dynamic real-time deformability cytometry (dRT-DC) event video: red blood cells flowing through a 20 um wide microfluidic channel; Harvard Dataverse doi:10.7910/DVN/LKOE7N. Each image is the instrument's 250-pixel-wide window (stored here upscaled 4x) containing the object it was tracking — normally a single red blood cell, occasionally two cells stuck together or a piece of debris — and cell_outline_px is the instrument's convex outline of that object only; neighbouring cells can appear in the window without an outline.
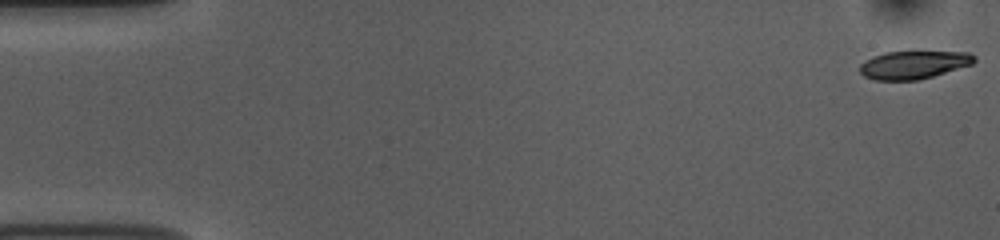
{"species": "common noctule bat (a hibernating species)", "species_latin": "Nyctalus noctula", "temperature_condition": "room temperature", "stored_images_in_passage": 53, "camera_frame_rate_fps": 3000, "um_per_image_px": 0.085, "animal": {"sex": "female", "body_mass_g": 10.0, "forearm_length_mm": 53.1}, "frame": {"image": 1, "passage_image": 1, "time_ms": 0.0, "image_size_px": [1000, 240], "cell_outline_px": [[976, 60], [972, 64], [932, 76], [916, 80], [872, 80], [864, 76], [860, 72], [860, 64], [864, 60], [884, 52], [916, 48], [968, 52], [976, 56]], "centroid_in_image_um": [77.68, 5.43], "position_along_channel_um": 7.3, "area_um2": 19.77}}
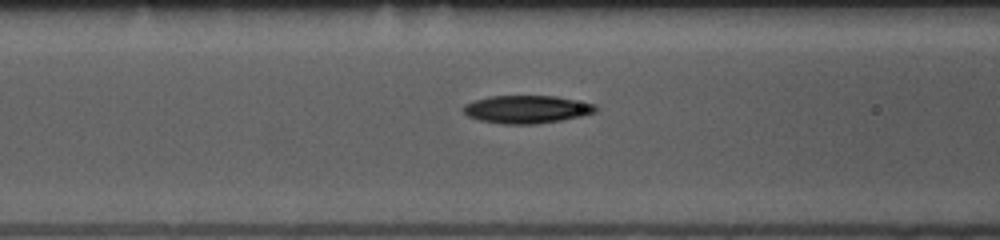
{"frame": {"image": 2, "passage_image": 21, "time_ms": 6.667, "image_size_px": [1000, 240], "cell_outline_px": [[596, 112], [580, 116], [560, 120], [532, 124], [500, 124], [480, 120], [468, 116], [460, 108], [464, 104], [472, 100], [488, 96], [556, 96], [596, 104]], "centroid_in_image_um": [44.71, 9.28], "position_along_channel_um": 121.9, "area_um2": 21.56}}
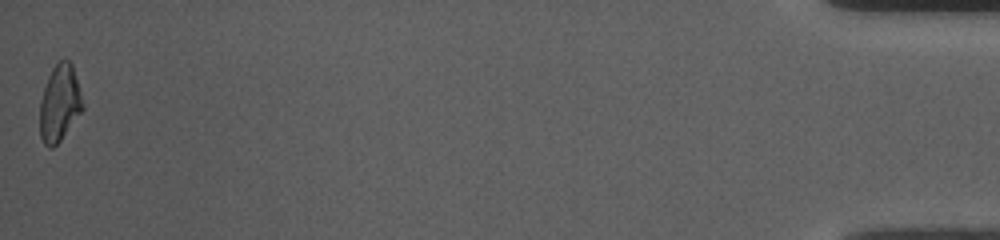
{"frame": {"image": 3, "passage_image": 53, "time_ms": 17.333, "image_size_px": [1000, 240], "cell_outline_px": [[84, 108], [60, 140], [52, 148], [48, 148], [44, 144], [40, 136], [40, 100], [48, 76], [52, 68], [64, 56], [72, 64], [84, 104]], "centroid_in_image_um": [5.06, 8.75], "position_along_channel_um": 430.1, "area_um2": 19.07}, "authors_computed_cell_mechanics": {"area_um2": 20.1144, "velocity_mm_per_s": 3.7872, "shape_relaxation_time_tau1_ms": 4.5024, "shape_relaxation_time_tau2_ms": 4.5952, "deformation_change_tau1": 0.1708, "deformation_change_tau2": 0.1165}}